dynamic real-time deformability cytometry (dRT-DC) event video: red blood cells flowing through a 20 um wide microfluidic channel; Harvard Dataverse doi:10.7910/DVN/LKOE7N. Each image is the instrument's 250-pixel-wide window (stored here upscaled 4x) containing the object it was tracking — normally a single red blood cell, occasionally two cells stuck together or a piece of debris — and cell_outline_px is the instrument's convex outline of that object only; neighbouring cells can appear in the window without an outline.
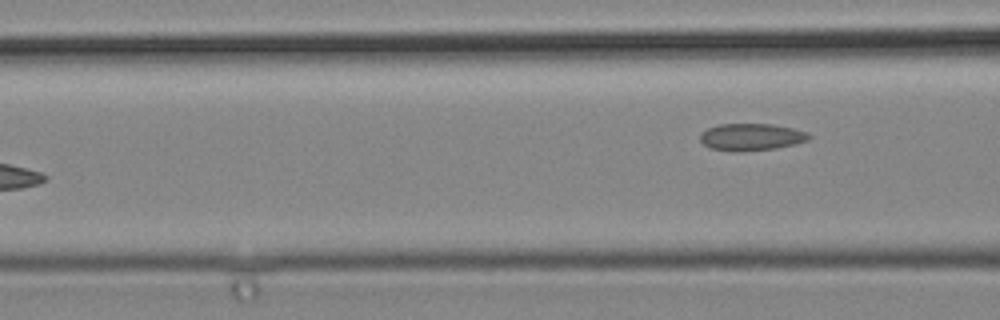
{"species": "common noctule bat (a hibernating species)", "species_latin": "Nyctalus noctula", "temperature_condition": "cold", "stored_images_in_passage": 6, "camera_frame_rate_fps": 3000, "um_per_image_px": 0.085, "animal": {"sex": "male", "body_mass_g": 19.2, "forearm_length_mm": 51.8}, "frame": {"image": 1, "passage_image": 6, "time_ms": 1.667, "image_size_px": [1000, 320], "cell_outline_px": [[812, 136], [808, 140], [776, 148], [740, 152], [732, 152], [708, 148], [700, 140], [700, 136], [708, 128], [720, 124], [772, 124], [792, 128], [804, 132]], "centroid_in_image_um": [63.82, 11.66], "position_along_channel_um": 102.8, "area_um2": 17.05}}